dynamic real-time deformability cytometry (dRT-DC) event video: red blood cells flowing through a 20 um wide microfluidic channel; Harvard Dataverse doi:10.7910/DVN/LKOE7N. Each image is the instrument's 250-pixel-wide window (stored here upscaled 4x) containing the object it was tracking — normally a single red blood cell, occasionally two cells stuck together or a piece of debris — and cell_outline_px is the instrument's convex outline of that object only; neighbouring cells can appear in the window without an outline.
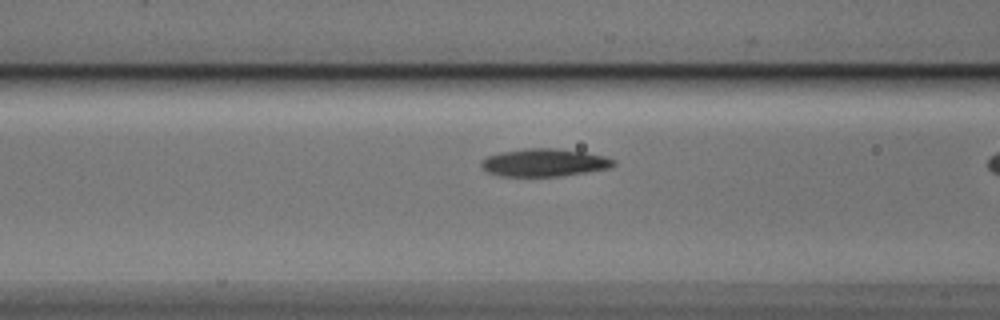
{"species": "Egyptian fruit bat (a non-hibernating species)", "species_latin": "Rousettus aegyptiacus", "temperature_condition": "cold", "stored_images_in_passage": 9, "camera_frame_rate_fps": 3000, "um_per_image_px": 0.085, "animal": {"sex": "male"}, "frame": {"image": 1, "passage_image": 8, "time_ms": 2.333, "image_size_px": [1000, 320], "cell_outline_px": [[616, 164], [612, 168], [560, 176], [500, 176], [488, 172], [480, 164], [480, 160], [488, 156], [500, 152], [528, 148], [556, 148], [584, 152], [604, 156], [616, 160]], "centroid_in_image_um": [46.29, 13.82], "position_along_channel_um": 120.3, "area_um2": 21.44}}